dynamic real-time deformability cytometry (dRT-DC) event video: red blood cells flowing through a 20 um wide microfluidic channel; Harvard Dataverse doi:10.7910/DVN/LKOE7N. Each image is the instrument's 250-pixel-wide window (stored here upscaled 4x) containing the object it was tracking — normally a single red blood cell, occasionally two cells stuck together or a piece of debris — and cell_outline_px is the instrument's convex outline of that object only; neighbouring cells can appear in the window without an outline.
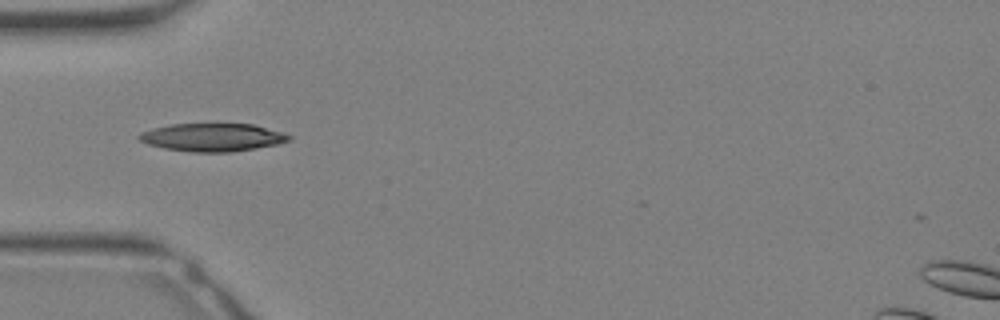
{"species": "Egyptian fruit bat (a non-hibernating species)", "species_latin": "Rousettus aegyptiacus", "temperature_condition": "warm", "stored_images_in_passage": 23, "camera_frame_rate_fps": 3000, "um_per_image_px": 0.085, "animal": {"sex": "female"}, "frame": {"image": 1, "passage_image": 1, "time_ms": 0.0, "image_size_px": [1000, 320], "cell_outline_px": [[292, 140], [276, 144], [256, 148], [232, 152], [192, 152], [164, 148], [148, 144], [140, 140], [136, 136], [140, 132], [152, 128], [172, 124], [252, 124], [284, 132], [292, 136]], "centroid_in_image_um": [18.07, 11.67], "position_along_channel_um": 66.9, "area_um2": 24.51}}
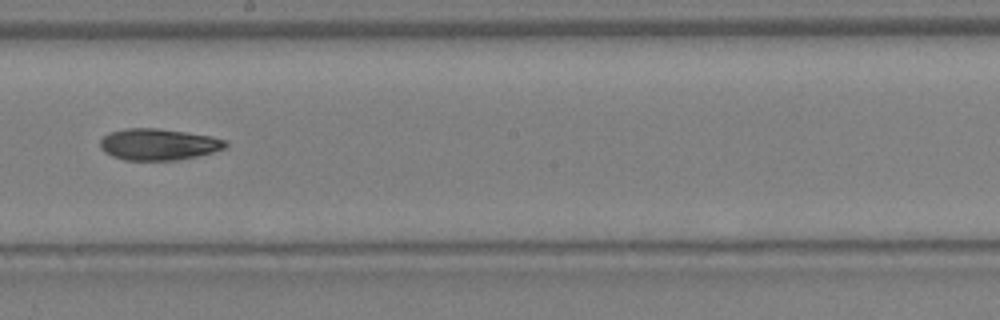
{"frame": {"image": 2, "passage_image": 9, "time_ms": 2.667, "image_size_px": [1000, 320], "cell_outline_px": [[228, 144], [224, 148], [212, 152], [196, 156], [176, 160], [124, 160], [112, 156], [104, 152], [100, 148], [100, 140], [108, 132], [124, 128], [156, 128], [212, 136], [228, 140]], "centroid_in_image_um": [13.44, 12.26], "position_along_channel_um": 234.8, "area_um2": 23.06}}
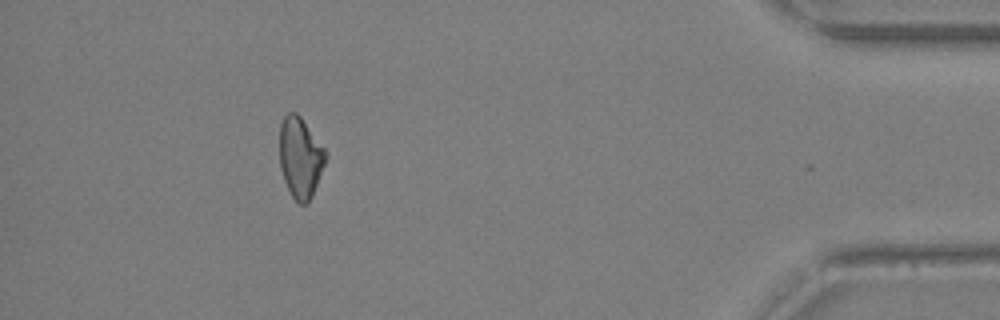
{"frame": {"image": 3, "passage_image": 20, "time_ms": 6.333, "image_size_px": [1000, 320], "cell_outline_px": [[328, 156], [312, 196], [304, 204], [300, 204], [292, 196], [284, 180], [280, 168], [280, 124], [284, 116], [288, 112], [296, 112], [300, 116], [328, 152]], "centroid_in_image_um": [25.54, 13.36], "position_along_channel_um": 409.7, "area_um2": 21.62}}